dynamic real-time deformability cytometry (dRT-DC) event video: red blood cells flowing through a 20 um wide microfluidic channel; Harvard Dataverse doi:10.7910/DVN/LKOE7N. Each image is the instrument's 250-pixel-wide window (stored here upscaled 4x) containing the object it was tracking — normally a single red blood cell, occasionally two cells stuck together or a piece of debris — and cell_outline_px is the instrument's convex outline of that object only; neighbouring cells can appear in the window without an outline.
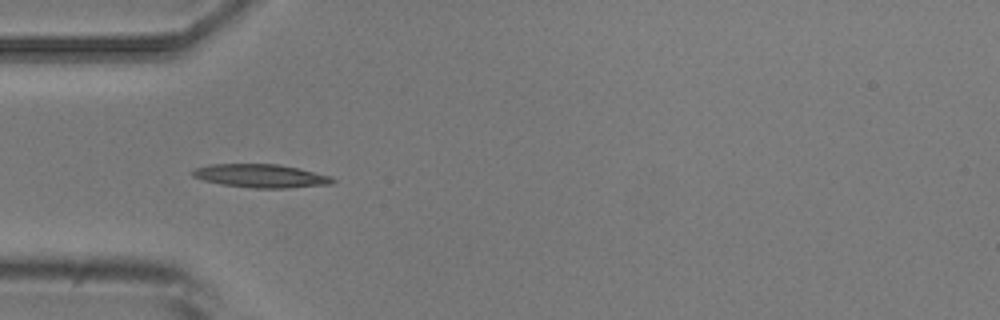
{"species": "common noctule bat (a hibernating species)", "species_latin": "Nyctalus noctula", "temperature_condition": "room temperature", "stored_images_in_passage": 6, "camera_frame_rate_fps": 3000, "um_per_image_px": 0.085, "animal": {"sex": "male", "body_mass_g": 20.5, "forearm_length_mm": 52.5}, "frame": {"image": 1, "passage_image": 1, "time_ms": 0.0, "image_size_px": [1000, 320], "cell_outline_px": [[336, 180], [332, 184], [288, 188], [252, 188], [220, 184], [204, 180], [192, 176], [192, 172], [196, 168], [212, 164], [276, 164], [300, 168], [332, 176]], "centroid_in_image_um": [22.22, 14.95], "position_along_channel_um": 62.8, "area_um2": 19.13}}
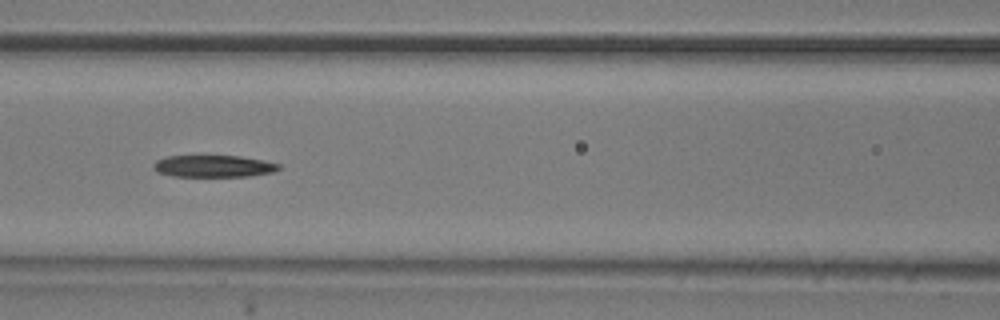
{"frame": {"image": 2, "passage_image": 3, "time_ms": 2.333, "image_size_px": [1000, 320], "cell_outline_px": [[280, 168], [272, 172], [248, 176], [172, 176], [156, 172], [152, 168], [152, 164], [156, 160], [168, 156], [240, 156], [280, 164]], "centroid_in_image_um": [18.08, 14.12], "position_along_channel_um": 148.5, "area_um2": 15.9}}
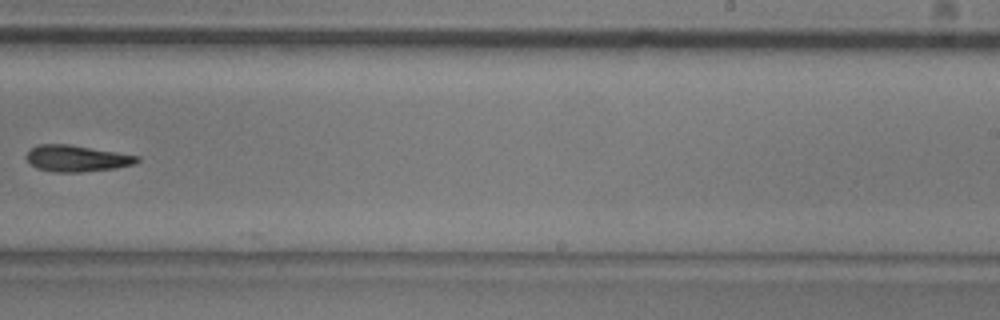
{"frame": {"image": 3, "passage_image": 6, "time_ms": 6.0, "image_size_px": [1000, 320], "cell_outline_px": [[140, 160], [136, 164], [116, 168], [80, 172], [52, 172], [36, 168], [28, 160], [28, 152], [36, 144], [68, 144], [140, 156]], "centroid_in_image_um": [6.55, 13.47], "position_along_channel_um": 282.4, "area_um2": 16.94}}